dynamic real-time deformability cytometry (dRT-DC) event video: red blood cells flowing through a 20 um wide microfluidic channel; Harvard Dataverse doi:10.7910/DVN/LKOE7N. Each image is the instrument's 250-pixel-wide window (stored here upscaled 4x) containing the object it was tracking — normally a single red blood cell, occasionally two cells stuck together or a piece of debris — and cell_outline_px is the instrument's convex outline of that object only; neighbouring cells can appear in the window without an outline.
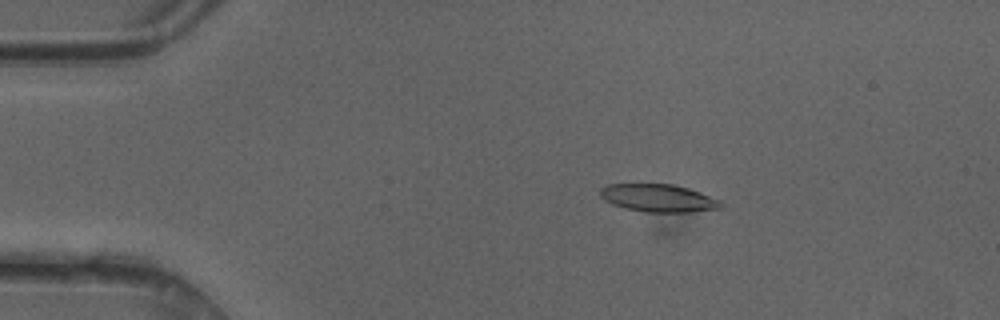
{"species": "common noctule bat (a hibernating species)", "species_latin": "Nyctalus noctula", "temperature_condition": "cold", "stored_images_in_passage": 49, "camera_frame_rate_fps": 3000, "um_per_image_px": 0.085, "animal": {"sex": "female"}, "frame": {"image": 1, "passage_image": 9, "time_ms": 2.667, "image_size_px": [1000, 320], "cell_outline_px": [[724, 208], [692, 212], [644, 212], [624, 208], [612, 204], [604, 200], [600, 196], [600, 188], [608, 184], [672, 184], [688, 188], [700, 192], [720, 200], [724, 204]], "centroid_in_image_um": [55.98, 16.84], "position_along_channel_um": 29.0, "area_um2": 19.71}}
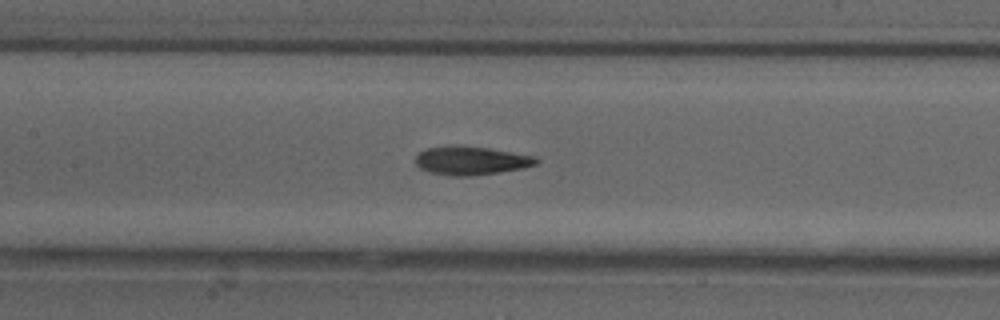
{"frame": {"image": 2, "passage_image": 23, "time_ms": 7.333, "image_size_px": [1000, 320], "cell_outline_px": [[540, 160], [536, 164], [524, 168], [468, 176], [452, 176], [432, 172], [420, 168], [416, 164], [416, 156], [424, 148], [448, 144], [460, 144], [488, 148], [536, 156]], "centroid_in_image_um": [40.02, 13.62], "position_along_channel_um": 167.4, "area_um2": 20.29}}
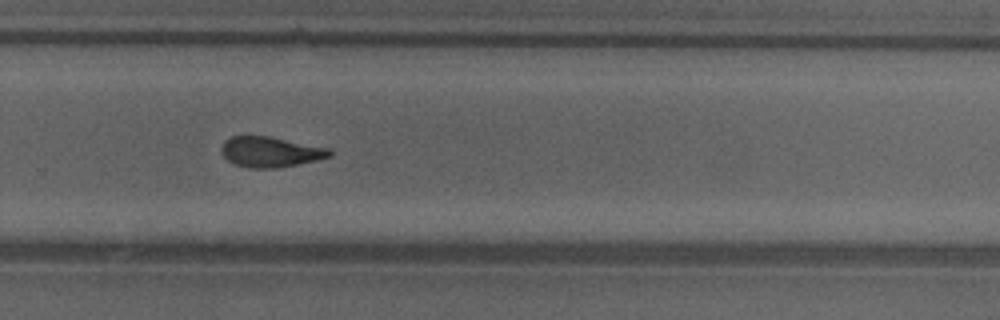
{"frame": {"image": 3, "passage_image": 33, "time_ms": 10.667, "image_size_px": [1000, 320], "cell_outline_px": [[332, 156], [316, 160], [276, 168], [248, 168], [232, 164], [220, 152], [220, 148], [224, 140], [232, 136], [268, 136], [332, 148]], "centroid_in_image_um": [22.97, 12.91], "position_along_channel_um": 306.8, "area_um2": 19.36}, "authors_computed_cell_mechanics": {"area_um2": 19.941, "velocity_mm_per_s": 4.2066, "shape_relaxation_time_tau1_ms": 9.8368, "shape_relaxation_time_tau2_ms": 2.6651, "deformation_change_tau1": 0.2715, "deformation_change_tau2": 0.1118}}